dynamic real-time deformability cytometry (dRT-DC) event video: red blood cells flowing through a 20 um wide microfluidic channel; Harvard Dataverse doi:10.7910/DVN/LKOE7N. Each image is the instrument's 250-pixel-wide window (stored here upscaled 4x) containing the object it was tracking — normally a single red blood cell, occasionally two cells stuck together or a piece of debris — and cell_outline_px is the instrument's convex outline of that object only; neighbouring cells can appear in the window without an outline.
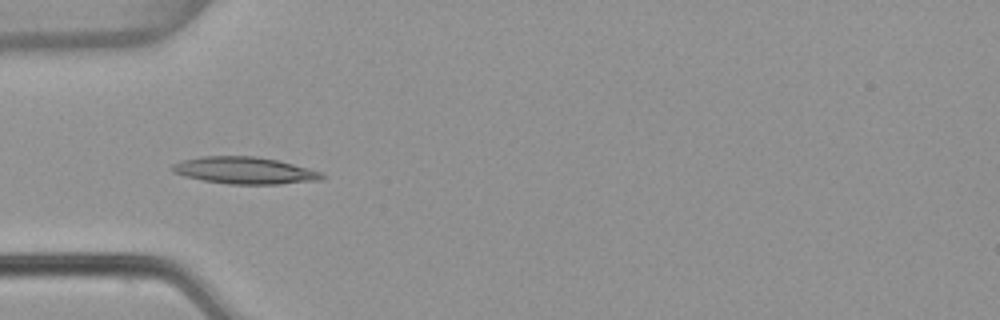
{"species": "common noctule bat (a hibernating species)", "species_latin": "Nyctalus noctula", "temperature_condition": "warm", "stored_images_in_passage": 13, "camera_frame_rate_fps": 3000, "um_per_image_px": 0.085, "animal": {"sex": "female", "body_mass_g": 22.7, "forearm_length_mm": 54.2}, "frame": {"image": 1, "passage_image": 6, "time_ms": 1.667, "image_size_px": [1000, 320], "cell_outline_px": [[324, 176], [320, 180], [280, 184], [228, 184], [204, 180], [184, 176], [172, 172], [172, 164], [180, 160], [204, 156], [256, 156], [276, 160], [324, 172]], "centroid_in_image_um": [20.78, 14.49], "position_along_channel_um": 64.2, "area_um2": 23.47}}
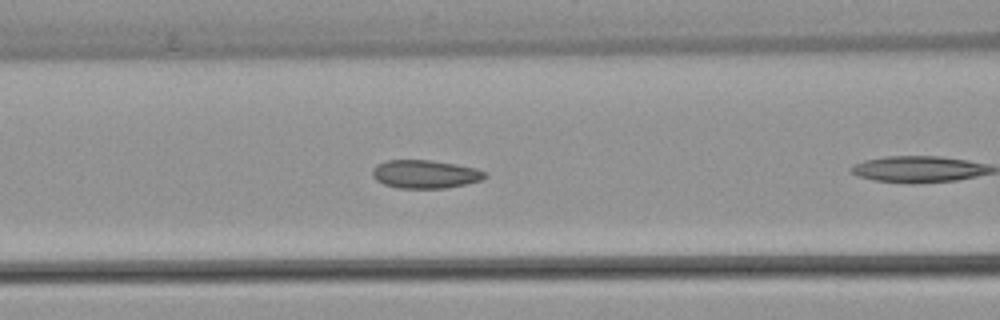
{"frame": {"image": 2, "passage_image": 8, "time_ms": 2.333, "image_size_px": [1000, 320], "cell_outline_px": [[488, 176], [480, 180], [464, 184], [444, 188], [400, 188], [384, 184], [376, 180], [372, 176], [372, 168], [376, 164], [388, 160], [432, 160], [456, 164], [476, 168], [488, 172]], "centroid_in_image_um": [36.13, 14.79], "position_along_channel_um": 130.5, "area_um2": 18.61}}
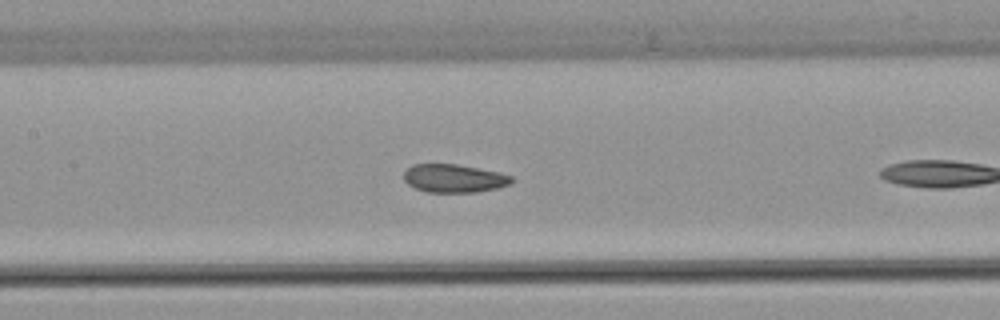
{"frame": {"image": 3, "passage_image": 11, "time_ms": 3.333, "image_size_px": [1000, 320], "cell_outline_px": [[516, 180], [512, 184], [496, 188], [476, 192], [428, 192], [416, 188], [408, 184], [404, 180], [404, 172], [412, 164], [456, 164], [500, 172], [512, 176]], "centroid_in_image_um": [38.63, 15.16], "position_along_channel_um": 168.8, "area_um2": 17.8}}